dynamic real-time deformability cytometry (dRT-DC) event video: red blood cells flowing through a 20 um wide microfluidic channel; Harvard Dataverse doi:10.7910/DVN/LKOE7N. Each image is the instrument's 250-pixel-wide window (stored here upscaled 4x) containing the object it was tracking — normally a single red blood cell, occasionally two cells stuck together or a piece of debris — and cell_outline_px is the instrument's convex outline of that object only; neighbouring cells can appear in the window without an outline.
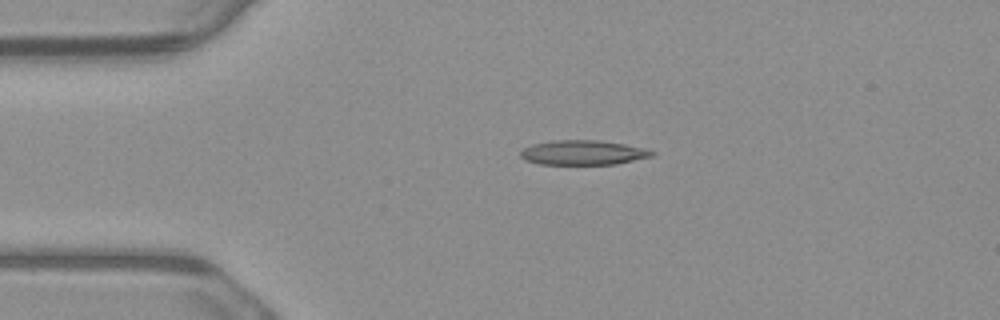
{"species": "common noctule bat (a hibernating species)", "species_latin": "Nyctalus noctula", "temperature_condition": "warm", "stored_images_in_passage": 5, "camera_frame_rate_fps": 3000, "um_per_image_px": 0.085, "animal": {"sex": "male", "body_mass_g": 23.1, "forearm_length_mm": 52.7}, "frame": {"image": 1, "passage_image": 4, "time_ms": 1.0, "image_size_px": [1000, 320], "cell_outline_px": [[656, 152], [652, 156], [616, 164], [540, 164], [524, 160], [520, 156], [520, 152], [524, 148], [532, 144], [552, 140], [596, 140], [624, 144], [644, 148]], "centroid_in_image_um": [49.53, 12.97], "position_along_channel_um": 35.5, "area_um2": 18.79}}